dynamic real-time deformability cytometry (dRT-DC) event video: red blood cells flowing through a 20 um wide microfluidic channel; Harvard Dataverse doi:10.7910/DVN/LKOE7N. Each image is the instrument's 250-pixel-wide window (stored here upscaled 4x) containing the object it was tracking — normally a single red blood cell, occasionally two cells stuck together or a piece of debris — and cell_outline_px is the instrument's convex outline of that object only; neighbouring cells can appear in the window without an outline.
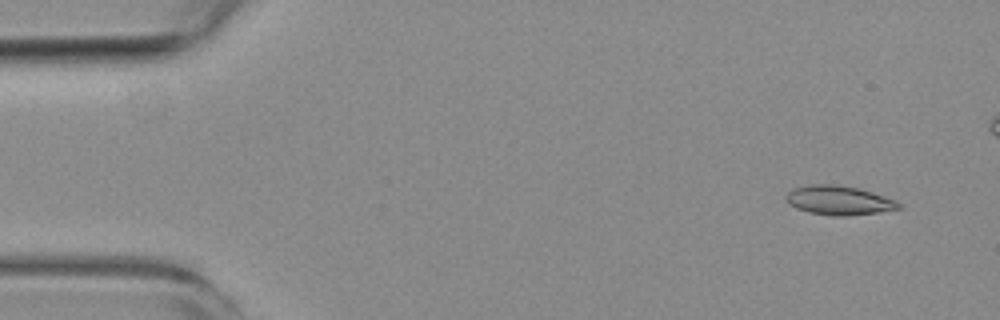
{"species": "common noctule bat (a hibernating species)", "species_latin": "Nyctalus noctula", "temperature_condition": "room temperature", "stored_images_in_passage": 4, "camera_frame_rate_fps": 3000, "um_per_image_px": 0.085, "animal": {"sex": "female", "body_mass_g": 19.3, "forearm_length_mm": 54.1}, "frame": {"image": 1, "passage_image": 1, "time_ms": 0.0, "image_size_px": [1000, 320], "cell_outline_px": [[900, 208], [876, 212], [848, 216], [832, 216], [808, 212], [796, 208], [788, 204], [784, 200], [784, 196], [792, 188], [812, 184], [832, 184], [856, 188], [872, 192], [896, 200], [900, 204]], "centroid_in_image_um": [71.23, 17.03], "position_along_channel_um": 13.8, "area_um2": 19.13}}